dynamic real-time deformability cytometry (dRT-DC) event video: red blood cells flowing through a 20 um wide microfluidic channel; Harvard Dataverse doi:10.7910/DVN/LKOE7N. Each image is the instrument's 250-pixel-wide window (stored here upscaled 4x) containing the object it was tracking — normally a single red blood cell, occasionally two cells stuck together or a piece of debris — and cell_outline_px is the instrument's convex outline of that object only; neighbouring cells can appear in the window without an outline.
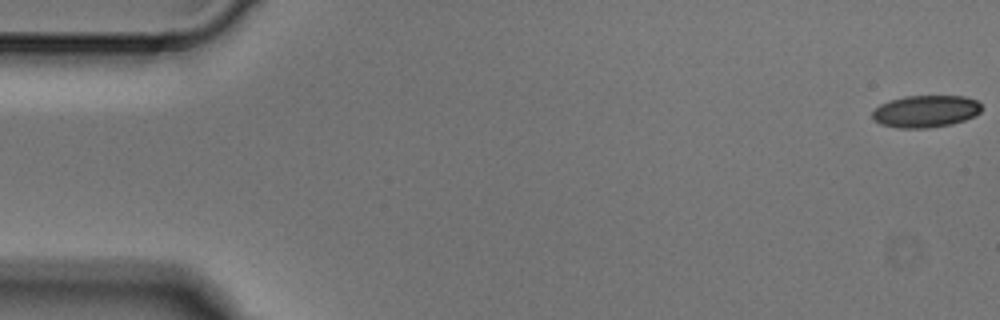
{"species": "Egyptian fruit bat (a non-hibernating species)", "species_latin": "Rousettus aegyptiacus", "temperature_condition": "cold", "stored_images_in_passage": 7, "camera_frame_rate_fps": 3000, "um_per_image_px": 0.085, "animal": {"sex": "male"}, "frame": {"image": 1, "passage_image": 1, "time_ms": 0.0, "image_size_px": [1000, 320], "cell_outline_px": [[980, 112], [976, 116], [952, 124], [928, 128], [900, 128], [880, 124], [872, 116], [872, 112], [880, 104], [904, 96], [964, 96], [976, 100], [980, 104]], "centroid_in_image_um": [78.69, 9.46], "position_along_channel_um": 6.3, "area_um2": 20.35}}
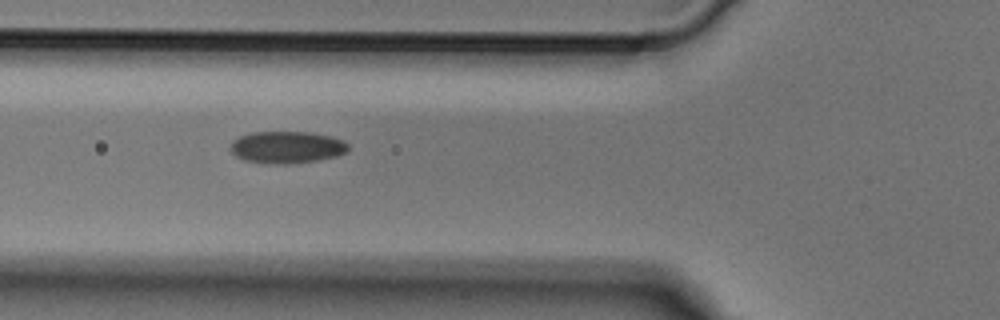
{"frame": {"image": 2, "passage_image": 5, "time_ms": 1.333, "image_size_px": [1000, 320], "cell_outline_px": [[348, 152], [336, 156], [320, 160], [288, 164], [272, 164], [244, 160], [236, 156], [228, 148], [232, 140], [240, 136], [252, 132], [308, 132], [328, 136], [344, 140], [348, 144]], "centroid_in_image_um": [24.37, 12.52], "position_along_channel_um": 101.4, "area_um2": 22.14}}
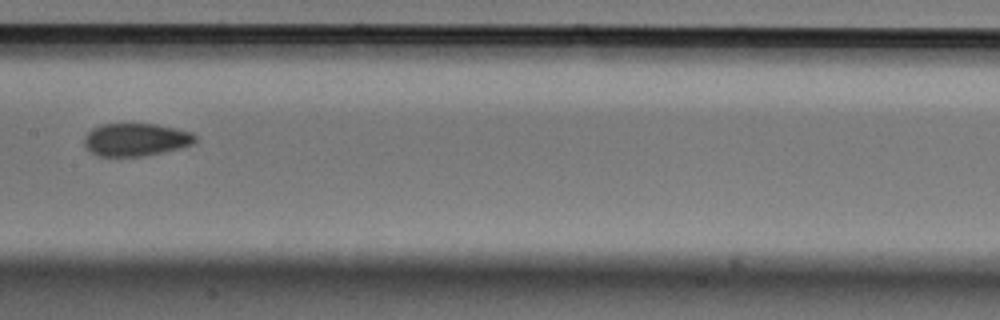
{"frame": {"image": 3, "passage_image": 7, "time_ms": 2.0, "image_size_px": [1000, 320], "cell_outline_px": [[196, 140], [192, 144], [180, 148], [164, 152], [144, 156], [100, 156], [84, 148], [84, 136], [92, 128], [100, 124], [156, 124], [176, 128], [192, 132], [196, 136]], "centroid_in_image_um": [11.53, 11.86], "position_along_channel_um": 195.9, "area_um2": 21.33}}